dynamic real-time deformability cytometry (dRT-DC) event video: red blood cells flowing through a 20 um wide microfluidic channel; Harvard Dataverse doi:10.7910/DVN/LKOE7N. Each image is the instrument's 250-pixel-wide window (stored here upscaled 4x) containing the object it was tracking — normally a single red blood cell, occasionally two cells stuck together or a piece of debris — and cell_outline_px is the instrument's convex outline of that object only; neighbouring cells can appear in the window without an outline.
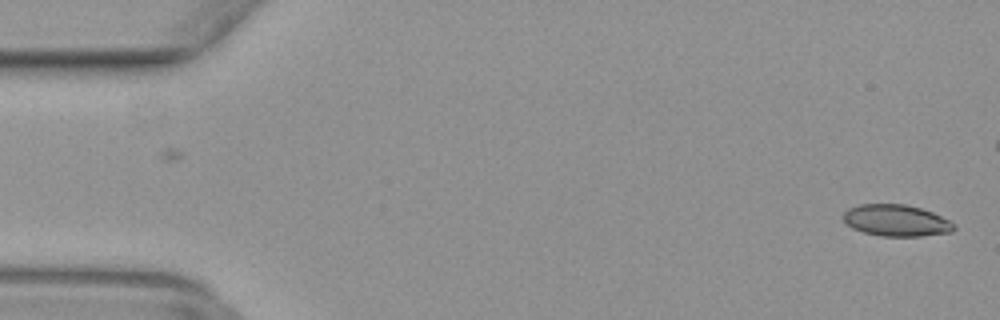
{"species": "common noctule bat (a hibernating species)", "species_latin": "Nyctalus noctula", "temperature_condition": "warm", "stored_images_in_passage": 23, "camera_frame_rate_fps": 3000, "um_per_image_px": 0.085, "animal": {"sex": "female", "body_mass_g": 29.2, "forearm_length_mm": 56.3}, "frame": {"image": 1, "passage_image": 2, "time_ms": 0.333, "image_size_px": [1000, 320], "cell_outline_px": [[956, 228], [952, 232], [920, 236], [880, 236], [864, 232], [852, 228], [844, 224], [844, 212], [848, 208], [860, 204], [908, 204], [932, 212], [956, 224]], "centroid_in_image_um": [76.17, 18.74], "position_along_channel_um": 8.8, "area_um2": 20.46}}
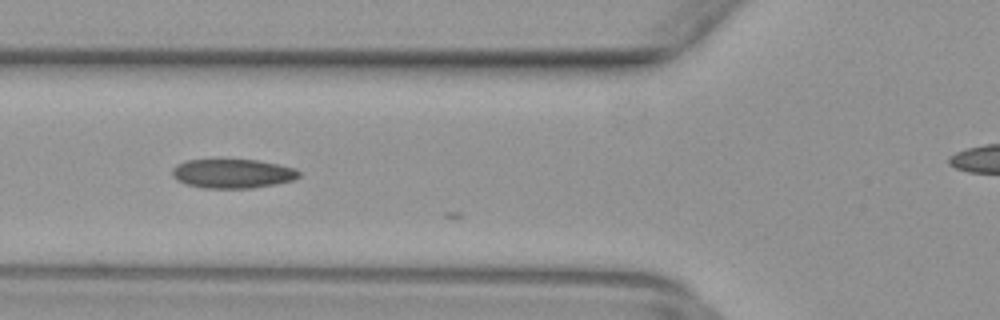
{"frame": {"image": 2, "passage_image": 19, "time_ms": 6.0, "image_size_px": [1000, 320], "cell_outline_px": [[300, 176], [292, 180], [276, 184], [252, 188], [204, 188], [184, 184], [176, 180], [172, 176], [172, 168], [176, 164], [184, 160], [256, 160], [296, 168], [300, 172]], "centroid_in_image_um": [19.73, 14.76], "position_along_channel_um": 106.1, "area_um2": 21.62}}
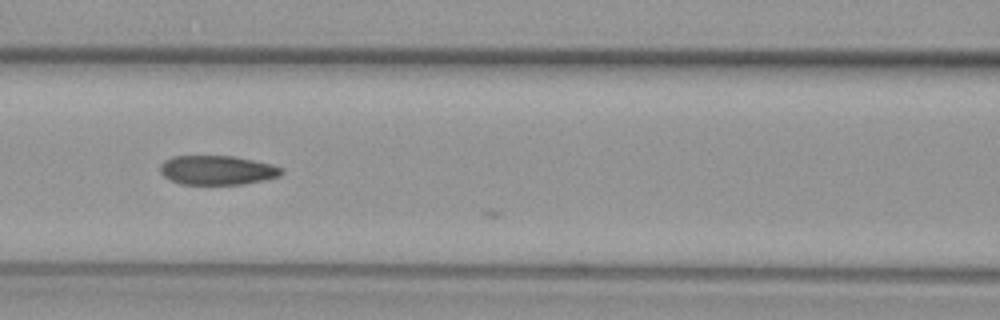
{"frame": {"image": 3, "passage_image": 22, "time_ms": 7.0, "image_size_px": [1000, 320], "cell_outline_px": [[284, 172], [280, 176], [264, 180], [244, 184], [180, 184], [168, 180], [160, 172], [160, 164], [164, 160], [172, 156], [232, 156], [272, 164], [284, 168]], "centroid_in_image_um": [18.46, 14.47], "position_along_channel_um": 148.1, "area_um2": 20.87}}